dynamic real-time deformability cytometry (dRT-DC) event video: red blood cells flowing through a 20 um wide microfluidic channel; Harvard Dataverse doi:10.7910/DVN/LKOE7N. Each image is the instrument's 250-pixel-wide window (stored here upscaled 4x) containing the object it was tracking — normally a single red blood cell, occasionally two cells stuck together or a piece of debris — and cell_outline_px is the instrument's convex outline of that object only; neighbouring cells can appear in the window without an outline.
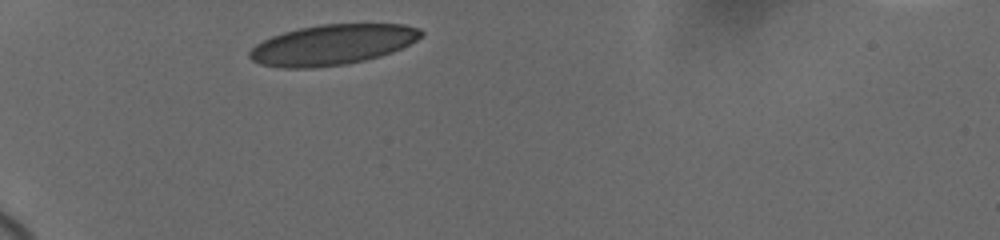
{"species": "human", "species_latin": "Homo sapiens", "temperature_condition": "cold", "stored_images_in_passage": 18, "camera_frame_rate_fps": 3000, "um_per_image_px": 0.085, "donor": {"sex": "female"}, "frame": {"image": 1, "passage_image": 1, "time_ms": 0.0, "image_size_px": [1000, 240], "cell_outline_px": [[424, 36], [392, 52], [380, 56], [364, 60], [344, 64], [312, 68], [280, 68], [260, 64], [252, 60], [248, 56], [248, 52], [256, 44], [272, 36], [284, 32], [300, 28], [320, 24], [404, 24], [420, 28], [424, 32]], "centroid_in_image_um": [28.25, 3.8], "position_along_channel_um": 56.7, "area_um2": 40.29}}
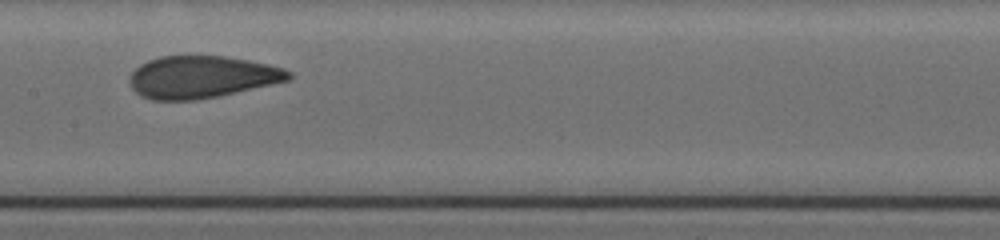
{"frame": {"image": 2, "passage_image": 11, "time_ms": 4.333, "image_size_px": [1000, 240], "cell_outline_px": [[292, 76], [288, 80], [272, 84], [220, 96], [196, 100], [152, 100], [140, 96], [132, 88], [128, 80], [128, 76], [140, 64], [148, 60], [160, 56], [228, 56], [268, 64], [284, 68], [292, 72]], "centroid_in_image_um": [17.13, 6.55], "position_along_channel_um": 190.3, "area_um2": 39.36}}
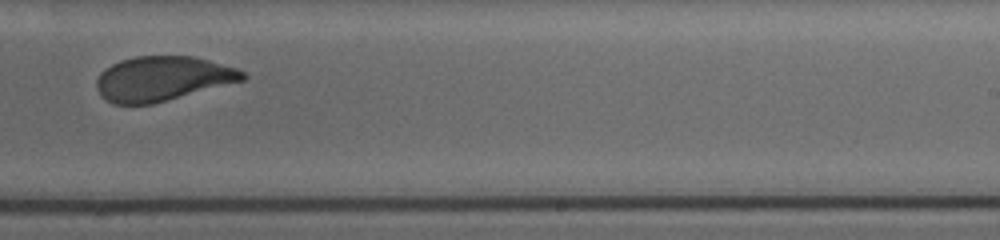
{"frame": {"image": 3, "passage_image": 16, "time_ms": 6.667, "image_size_px": [1000, 240], "cell_outline_px": [[248, 76], [244, 80], [152, 104], [112, 104], [100, 96], [96, 88], [96, 80], [100, 72], [104, 68], [120, 60], [136, 56], [192, 56], [208, 60], [236, 68], [244, 72]], "centroid_in_image_um": [13.76, 6.68], "position_along_channel_um": 275.2, "area_um2": 37.97}}